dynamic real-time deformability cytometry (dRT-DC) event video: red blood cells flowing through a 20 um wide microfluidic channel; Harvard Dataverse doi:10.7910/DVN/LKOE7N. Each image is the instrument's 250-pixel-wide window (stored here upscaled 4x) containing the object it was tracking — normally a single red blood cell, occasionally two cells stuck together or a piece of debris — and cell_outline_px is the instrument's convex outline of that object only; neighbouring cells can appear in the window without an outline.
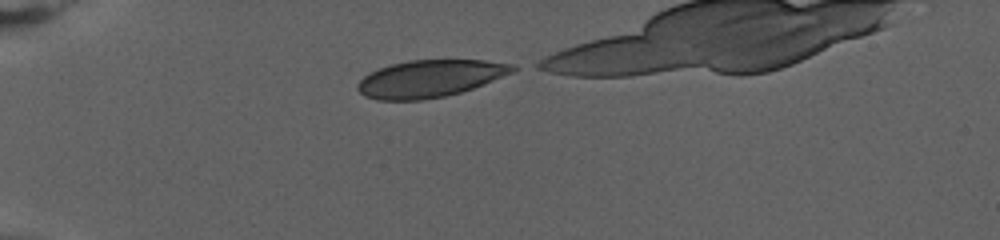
{"species": "human", "species_latin": "Homo sapiens", "temperature_condition": "warm", "stored_images_in_passage": 46, "camera_frame_rate_fps": 3000, "um_per_image_px": 0.085, "donor": {"sex": "female"}, "frame": {"image": 1, "passage_image": 1, "time_ms": 0.0, "image_size_px": [1000, 240], "cell_outline_px": [[520, 68], [512, 72], [472, 88], [460, 92], [444, 96], [420, 100], [376, 100], [364, 96], [356, 88], [356, 84], [368, 72], [392, 64], [408, 60], [484, 60], [516, 64]], "centroid_in_image_um": [36.52, 6.67], "position_along_channel_um": 48.5, "area_um2": 33.52}}
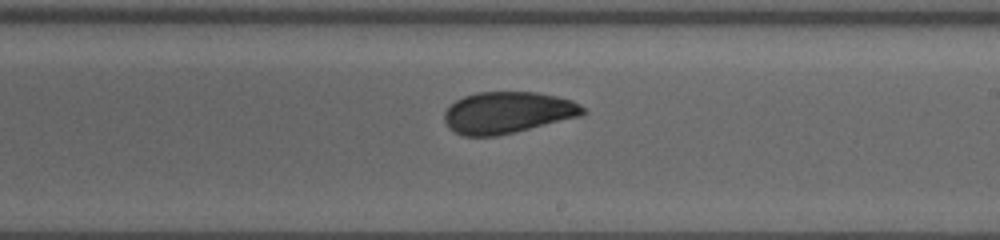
{"frame": {"image": 2, "passage_image": 26, "time_ms": 8.333, "image_size_px": [1000, 240], "cell_outline_px": [[588, 112], [580, 116], [496, 136], [464, 136], [448, 128], [444, 120], [444, 112], [456, 100], [464, 96], [476, 92], [536, 92], [556, 96], [572, 100], [580, 104]], "centroid_in_image_um": [43.14, 9.56], "position_along_channel_um": 245.9, "area_um2": 33.41}}
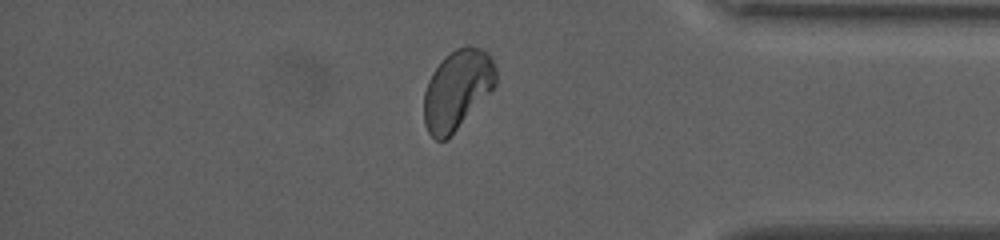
{"frame": {"image": 3, "passage_image": 44, "time_ms": 14.333, "image_size_px": [1000, 240], "cell_outline_px": [[496, 84], [456, 128], [444, 140], [436, 140], [428, 132], [424, 124], [424, 92], [428, 80], [432, 72], [444, 56], [456, 48], [468, 44], [480, 48], [488, 52], [496, 68]], "centroid_in_image_um": [38.84, 7.55], "position_along_channel_um": 396.4, "area_um2": 32.83}}